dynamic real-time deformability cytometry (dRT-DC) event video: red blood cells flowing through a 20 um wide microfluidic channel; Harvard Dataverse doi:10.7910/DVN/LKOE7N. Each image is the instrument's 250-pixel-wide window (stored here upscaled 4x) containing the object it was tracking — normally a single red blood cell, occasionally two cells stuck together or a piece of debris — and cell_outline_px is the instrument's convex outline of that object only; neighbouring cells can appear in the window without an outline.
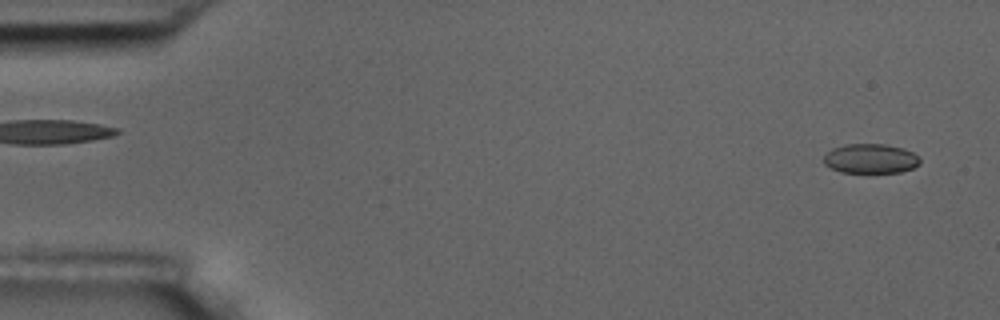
{"species": "common noctule bat (a hibernating species)", "species_latin": "Nyctalus noctula", "temperature_condition": "room temperature", "stored_images_in_passage": 6, "segment_of_instrument_passage": [2, 2], "camera_frame_rate_fps": 3000, "um_per_image_px": 0.085, "animal": {"sex": "male", "body_mass_g": 17.5, "forearm_length_mm": 52.3}, "frame": {"image": 1, "passage_image": 6, "time_ms": 5.667, "image_size_px": [1000, 320], "cell_outline_px": [[920, 164], [912, 168], [900, 172], [840, 172], [824, 164], [824, 156], [832, 148], [844, 144], [884, 144], [904, 148], [920, 156]], "centroid_in_image_um": [74.01, 13.47], "position_along_channel_um": 11.0, "area_um2": 16.59}}